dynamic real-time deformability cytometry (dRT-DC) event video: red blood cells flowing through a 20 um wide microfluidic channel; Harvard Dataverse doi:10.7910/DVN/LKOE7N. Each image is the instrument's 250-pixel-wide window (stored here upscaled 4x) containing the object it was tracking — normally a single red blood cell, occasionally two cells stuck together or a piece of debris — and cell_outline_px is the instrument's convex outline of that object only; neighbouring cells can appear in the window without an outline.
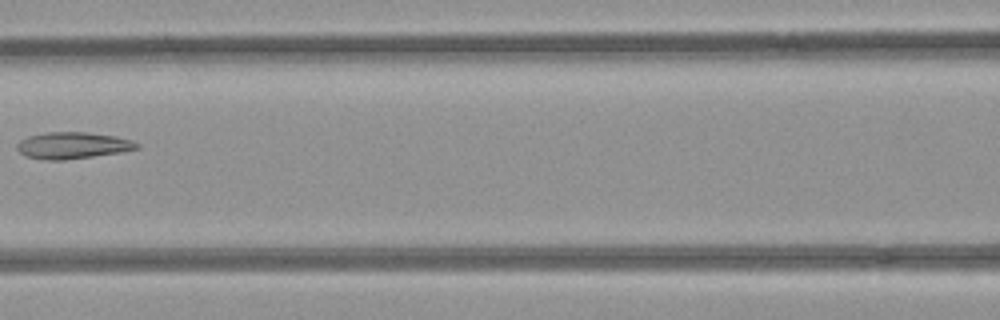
{"species": "common noctule bat (a hibernating species)", "species_latin": "Nyctalus noctula", "temperature_condition": "room temperature", "stored_images_in_passage": 7, "camera_frame_rate_fps": 3000, "um_per_image_px": 0.085, "animal": {"sex": "female", "body_mass_g": 21.9}, "frame": {"image": 1, "passage_image": 6, "time_ms": 1.667, "image_size_px": [1000, 320], "cell_outline_px": [[140, 148], [120, 152], [64, 160], [48, 160], [24, 156], [16, 148], [16, 144], [20, 140], [28, 136], [48, 132], [88, 132], [116, 136], [132, 140], [140, 144]], "centroid_in_image_um": [6.17, 12.35], "position_along_channel_um": 160.4, "area_um2": 18.61}}
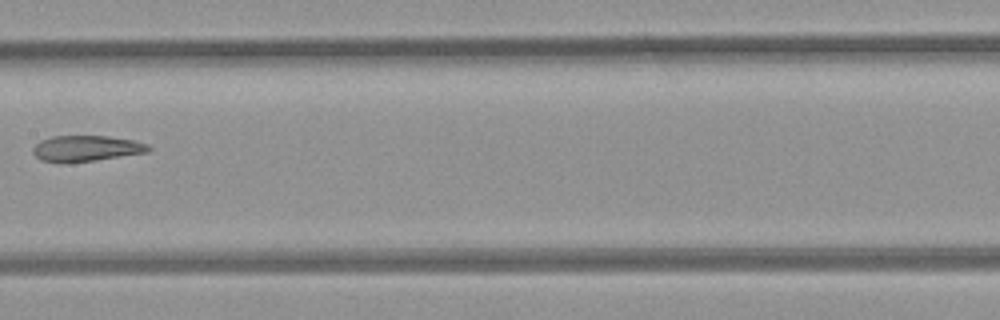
{"frame": {"image": 2, "passage_image": 7, "time_ms": 2.0, "image_size_px": [1000, 320], "cell_outline_px": [[152, 148], [148, 152], [96, 160], [40, 160], [32, 152], [32, 148], [40, 140], [52, 136], [108, 136], [132, 140], [148, 144]], "centroid_in_image_um": [7.37, 12.58], "position_along_channel_um": 200.0, "area_um2": 16.82}}